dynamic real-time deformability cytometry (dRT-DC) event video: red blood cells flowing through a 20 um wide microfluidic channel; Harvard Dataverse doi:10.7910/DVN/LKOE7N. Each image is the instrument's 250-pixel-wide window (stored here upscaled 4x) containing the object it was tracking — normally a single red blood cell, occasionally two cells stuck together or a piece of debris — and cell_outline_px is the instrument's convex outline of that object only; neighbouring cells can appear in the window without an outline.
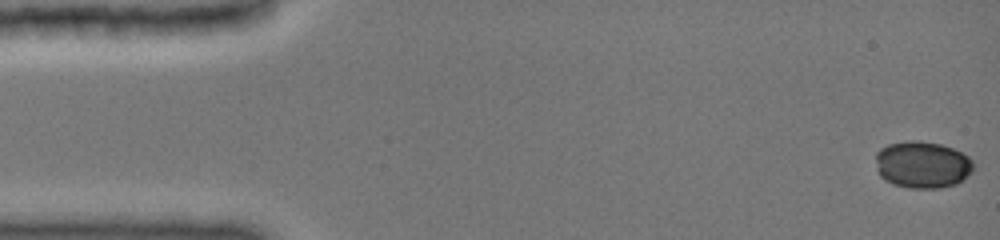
{"species": "common noctule bat (a hibernating species)", "species_latin": "Nyctalus noctula", "temperature_condition": "cold", "stored_images_in_passage": 64, "camera_frame_rate_fps": 3000, "um_per_image_px": 0.085, "animal": {"sex": "female", "body_mass_g": 19.0, "forearm_length_mm": 51.5}, "frame": {"image": 1, "passage_image": 1, "time_ms": 0.0, "image_size_px": [1000, 240], "cell_outline_px": [[972, 172], [956, 184], [940, 188], [908, 188], [892, 184], [880, 176], [876, 160], [876, 152], [880, 148], [888, 144], [908, 140], [920, 140], [940, 144], [952, 148], [968, 156], [972, 160]], "centroid_in_image_um": [78.39, 13.99], "position_along_channel_um": 6.6, "area_um2": 26.76}}
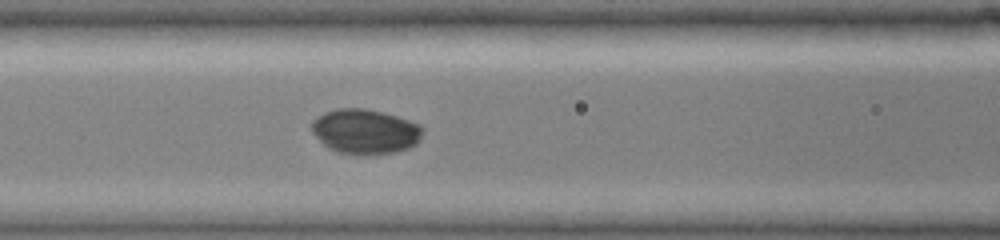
{"frame": {"image": 2, "passage_image": 19, "time_ms": 6.333, "image_size_px": [1000, 240], "cell_outline_px": [[424, 128], [420, 140], [416, 144], [408, 148], [396, 152], [360, 156], [356, 156], [340, 152], [328, 148], [312, 132], [312, 120], [324, 112], [336, 108], [364, 108], [396, 116], [420, 124]], "centroid_in_image_um": [31.05, 11.19], "position_along_channel_um": 135.6, "area_um2": 29.19}}
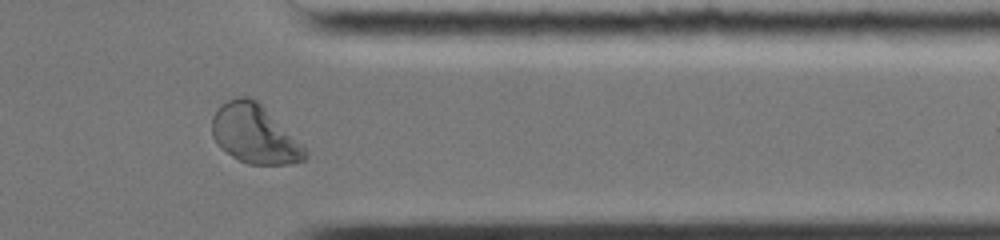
{"frame": {"image": 3, "passage_image": 52, "time_ms": 12.667, "image_size_px": [1000, 240], "cell_outline_px": [[308, 156], [304, 160], [288, 164], [248, 164], [232, 156], [220, 148], [216, 144], [212, 136], [212, 116], [228, 100], [240, 96], [248, 96], [256, 100], [304, 144], [308, 152]], "centroid_in_image_um": [21.66, 11.41], "position_along_channel_um": 389.7, "area_um2": 31.85}, "authors_computed_cell_mechanics": {"area_um2": 28.4376, "velocity_mm_per_s": 4.0212, "shape_relaxation_time_tau1_ms": 1.1339, "shape_relaxation_time_tau2_ms": null, "deformation_change_tau1": 0.0503, "deformation_change_tau2": null}}